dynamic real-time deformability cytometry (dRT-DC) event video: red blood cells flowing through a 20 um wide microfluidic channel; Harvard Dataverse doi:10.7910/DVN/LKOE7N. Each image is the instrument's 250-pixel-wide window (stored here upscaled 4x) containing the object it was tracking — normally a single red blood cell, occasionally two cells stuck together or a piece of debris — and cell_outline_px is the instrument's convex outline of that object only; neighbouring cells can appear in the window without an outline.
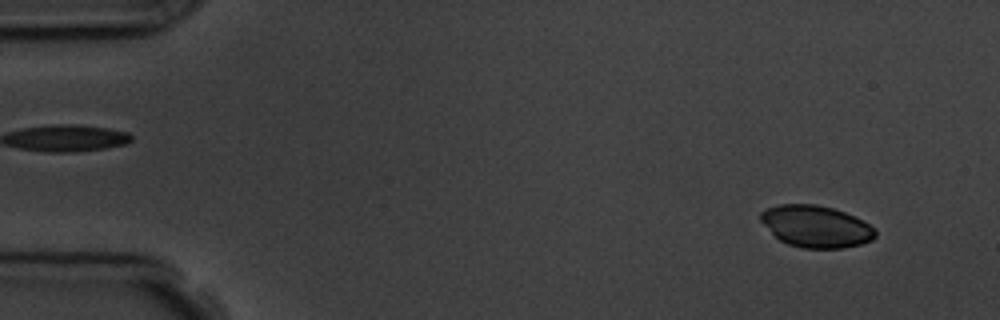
{"species": "common noctule bat (a hibernating species)", "species_latin": "Nyctalus noctula", "temperature_condition": "room temperature", "stored_images_in_passage": 4, "camera_frame_rate_fps": 3000, "um_per_image_px": 0.085, "animal": {"sex": "male", "body_mass_g": 19.5, "forearm_length_mm": 54.6}, "frame": {"image": 1, "passage_image": 1, "time_ms": 0.0, "image_size_px": [1000, 320], "cell_outline_px": [[876, 236], [872, 240], [860, 244], [840, 248], [804, 248], [788, 244], [780, 240], [760, 220], [760, 212], [768, 208], [780, 204], [816, 204], [832, 208], [844, 212], [876, 228]], "centroid_in_image_um": [69.36, 19.24], "position_along_channel_um": 15.6, "area_um2": 27.63}}
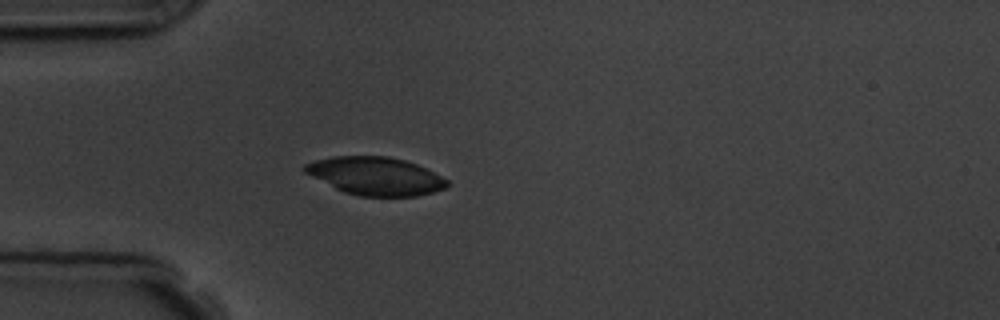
{"frame": {"image": 2, "passage_image": 4, "time_ms": 3.667, "image_size_px": [1000, 320], "cell_outline_px": [[448, 184], [444, 188], [432, 192], [416, 196], [360, 196], [344, 192], [304, 172], [300, 168], [304, 164], [316, 160], [332, 156], [388, 156], [404, 160], [416, 164], [448, 180]], "centroid_in_image_um": [31.88, 14.95], "position_along_channel_um": 53.1, "area_um2": 31.21}}